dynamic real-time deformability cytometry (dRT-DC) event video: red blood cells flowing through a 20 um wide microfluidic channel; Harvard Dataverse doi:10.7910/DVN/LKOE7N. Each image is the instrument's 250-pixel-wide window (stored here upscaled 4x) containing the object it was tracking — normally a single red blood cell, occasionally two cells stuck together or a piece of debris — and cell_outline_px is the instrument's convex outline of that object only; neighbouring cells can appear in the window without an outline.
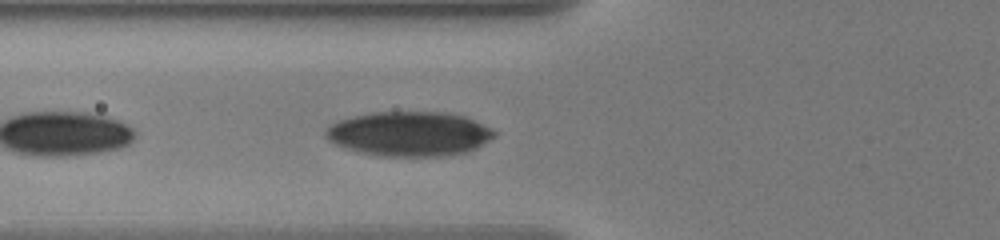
{"species": "human", "species_latin": "Homo sapiens", "temperature_condition": "warm", "stored_images_in_passage": 37, "camera_frame_rate_fps": 3000, "um_per_image_px": 0.085, "donor": {"sex": "male"}, "frame": {"image": 1, "passage_image": 4, "time_ms": 1.0, "image_size_px": [1000, 240], "cell_outline_px": [[496, 136], [476, 148], [464, 152], [440, 156], [384, 156], [364, 152], [348, 148], [336, 144], [328, 140], [324, 132], [332, 124], [340, 120], [352, 116], [372, 112], [444, 112], [464, 116], [492, 128], [496, 132]], "centroid_in_image_um": [34.82, 11.36], "position_along_channel_um": 91.0, "area_um2": 43.41}}
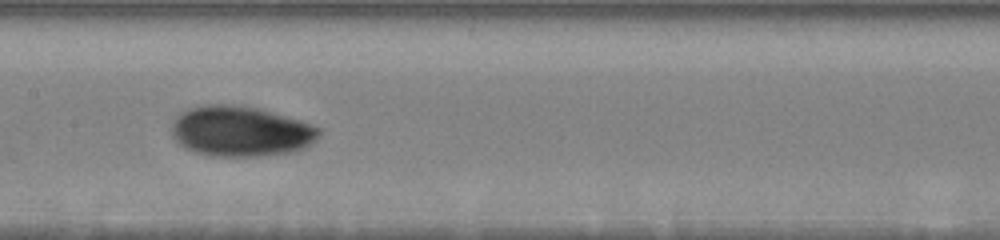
{"frame": {"image": 2, "passage_image": 12, "time_ms": 3.667, "image_size_px": [1000, 240], "cell_outline_px": [[320, 132], [304, 148], [292, 152], [256, 156], [216, 156], [196, 152], [184, 148], [172, 136], [172, 124], [176, 116], [180, 112], [188, 108], [204, 104], [232, 104], [260, 108], [320, 128]], "centroid_in_image_um": [20.38, 11.14], "position_along_channel_um": 187.0, "area_um2": 42.89}}
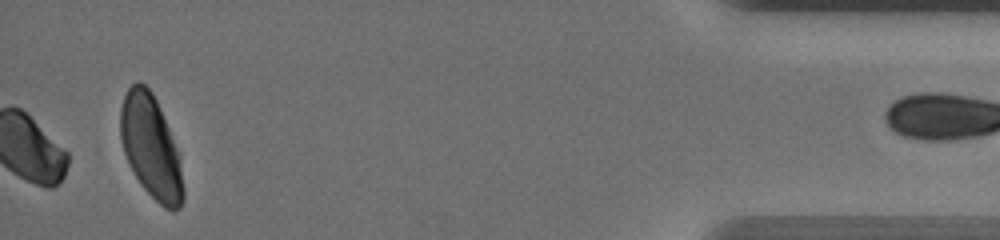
{"frame": {"image": 3, "passage_image": 37, "time_ms": 12.0, "image_size_px": [1000, 240], "cell_outline_px": [[184, 196], [180, 208], [172, 212], [164, 208], [140, 184], [124, 152], [120, 140], [120, 108], [124, 96], [128, 88], [136, 80], [144, 84], [152, 92], [160, 108], [176, 148], [184, 188]], "centroid_in_image_um": [12.81, 12.49], "position_along_channel_um": 422.4, "area_um2": 37.17}, "authors_computed_cell_mechanics": {"area_um2": 34.5644, "velocity_mm_per_s": 3.5865, "shape_relaxation_time_tau1_ms": 1.2213, "shape_relaxation_time_tau2_ms": null, "deformation_change_tau1": 0.0672, "deformation_change_tau2": null}}